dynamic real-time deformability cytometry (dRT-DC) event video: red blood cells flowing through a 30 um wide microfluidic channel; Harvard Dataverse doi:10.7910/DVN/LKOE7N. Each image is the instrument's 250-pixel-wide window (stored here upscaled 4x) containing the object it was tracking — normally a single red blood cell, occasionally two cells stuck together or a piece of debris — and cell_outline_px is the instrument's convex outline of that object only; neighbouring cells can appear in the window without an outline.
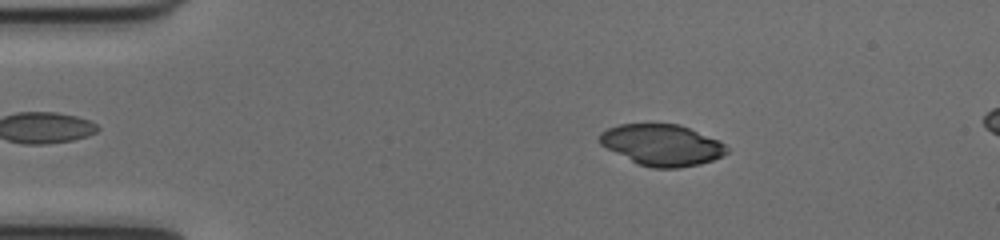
{"species": "common noctule bat (a hibernating species)", "species_latin": "Nyctalus noctula", "temperature_condition": "cold", "stored_images_in_passage": 52, "segment_of_instrument_passage": [1, 2], "camera_frame_rate_fps": 3000, "um_per_image_px": 0.085, "animal": {"sex": "female", "body_mass_g": 17.0, "forearm_length_mm": 48.0}, "frame": {"image": 1, "passage_image": 9, "time_ms": 2.667, "image_size_px": [1000, 240], "cell_outline_px": [[728, 152], [712, 160], [700, 164], [676, 168], [652, 168], [640, 164], [600, 144], [600, 132], [608, 128], [620, 124], [680, 124], [716, 140], [724, 144], [728, 148]], "centroid_in_image_um": [56.27, 12.32], "position_along_channel_um": 28.7, "area_um2": 29.94}}
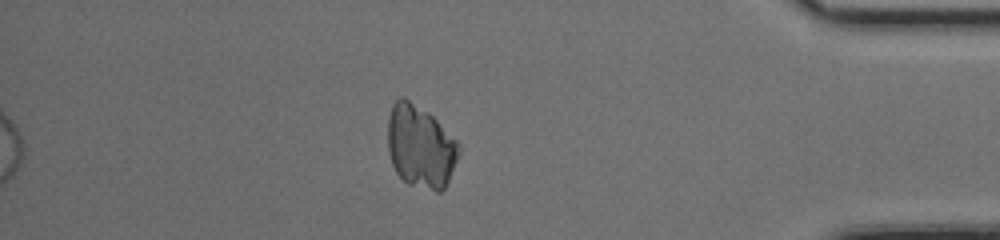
{"frame": {"image": 2, "passage_image": 44, "time_ms": 14.333, "image_size_px": [1000, 240], "cell_outline_px": [[460, 148], [456, 160], [448, 180], [444, 188], [440, 192], [436, 192], [408, 184], [396, 172], [392, 164], [388, 148], [388, 116], [392, 104], [400, 96], [404, 96], [428, 112], [456, 140]], "centroid_in_image_um": [35.71, 12.44], "position_along_channel_um": 399.5, "area_um2": 34.04}}